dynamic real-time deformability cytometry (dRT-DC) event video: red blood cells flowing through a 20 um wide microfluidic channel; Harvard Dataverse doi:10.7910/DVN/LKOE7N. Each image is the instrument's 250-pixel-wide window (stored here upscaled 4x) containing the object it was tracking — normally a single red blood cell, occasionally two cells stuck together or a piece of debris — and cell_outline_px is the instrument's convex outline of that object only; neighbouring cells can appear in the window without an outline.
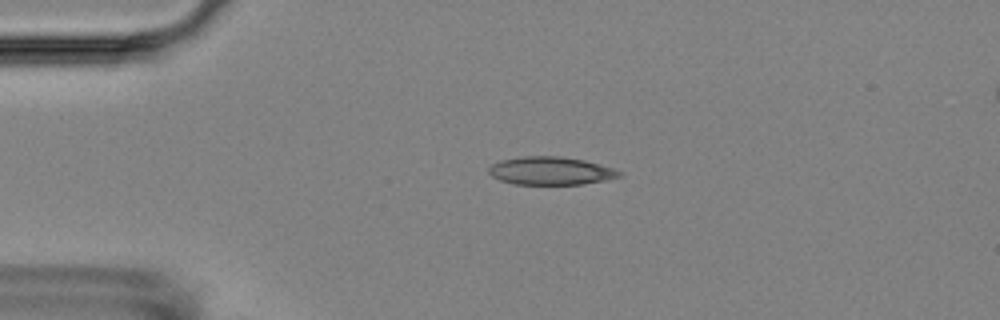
{"species": "Egyptian fruit bat (a non-hibernating species)", "species_latin": "Rousettus aegyptiacus", "temperature_condition": "room temperature", "stored_images_in_passage": 6, "camera_frame_rate_fps": 3000, "um_per_image_px": 0.085, "animal": {"sex": "female"}, "frame": {"image": 1, "passage_image": 4, "time_ms": 3.333, "image_size_px": [1000, 320], "cell_outline_px": [[624, 176], [608, 180], [584, 184], [512, 184], [500, 180], [492, 176], [488, 172], [488, 168], [492, 164], [500, 160], [524, 156], [560, 156], [584, 160], [612, 168], [624, 172]], "centroid_in_image_um": [46.84, 14.52], "position_along_channel_um": 38.2, "area_um2": 21.5}}